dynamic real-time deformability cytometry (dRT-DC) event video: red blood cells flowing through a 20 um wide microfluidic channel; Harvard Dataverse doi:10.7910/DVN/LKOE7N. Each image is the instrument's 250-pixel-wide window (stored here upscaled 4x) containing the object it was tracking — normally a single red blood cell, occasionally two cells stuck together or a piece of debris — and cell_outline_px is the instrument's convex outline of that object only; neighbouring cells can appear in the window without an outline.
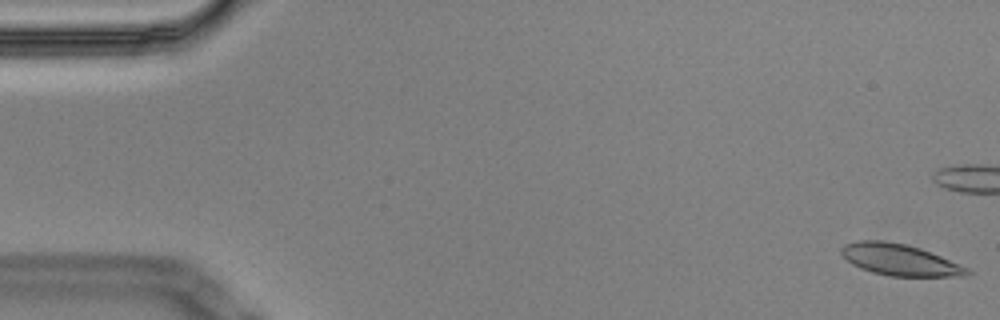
{"species": "Egyptian fruit bat (a non-hibernating species)", "species_latin": "Rousettus aegyptiacus", "temperature_condition": "cold", "stored_images_in_passage": 7, "camera_frame_rate_fps": 3000, "um_per_image_px": 0.085, "animal": {"sex": "male"}, "frame": {"image": 1, "passage_image": 1, "time_ms": 0.0, "image_size_px": [1000, 320], "cell_outline_px": [[972, 272], [964, 276], [888, 276], [872, 272], [860, 268], [852, 264], [840, 252], [840, 248], [844, 244], [856, 240], [880, 240], [904, 244], [920, 248], [940, 256], [968, 268]], "centroid_in_image_um": [76.44, 22.08], "position_along_channel_um": 8.6, "area_um2": 22.89}}